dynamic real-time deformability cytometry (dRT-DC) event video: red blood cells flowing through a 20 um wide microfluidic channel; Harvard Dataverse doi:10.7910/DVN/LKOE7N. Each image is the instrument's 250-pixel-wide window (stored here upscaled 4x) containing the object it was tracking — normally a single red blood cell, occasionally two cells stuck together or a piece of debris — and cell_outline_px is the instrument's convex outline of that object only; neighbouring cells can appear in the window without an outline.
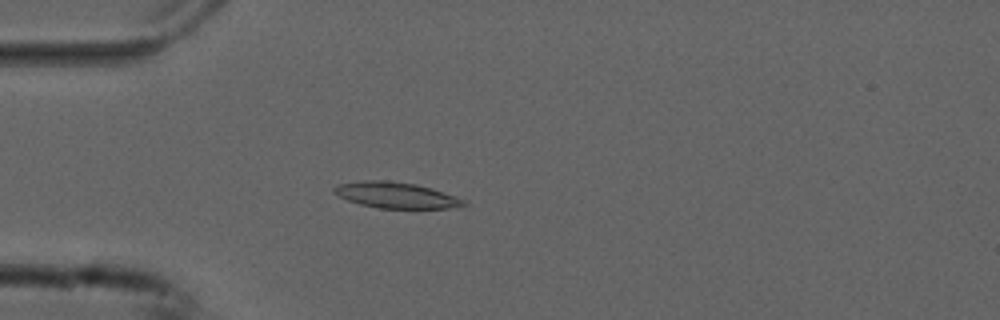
{"species": "common noctule bat (a hibernating species)", "species_latin": "Nyctalus noctula", "temperature_condition": "cold", "stored_images_in_passage": 54, "camera_frame_rate_fps": 3000, "um_per_image_px": 0.085, "animal": {"sex": "male", "forearm_length_mm": 52.5}, "frame": {"image": 1, "passage_image": 15, "time_ms": 4.667, "image_size_px": [1000, 320], "cell_outline_px": [[468, 204], [448, 208], [380, 208], [360, 204], [348, 200], [332, 192], [332, 188], [340, 184], [364, 180], [388, 180], [416, 184], [432, 188], [456, 196], [464, 200]], "centroid_in_image_um": [33.66, 16.58], "position_along_channel_um": 51.3, "area_um2": 19.48}}
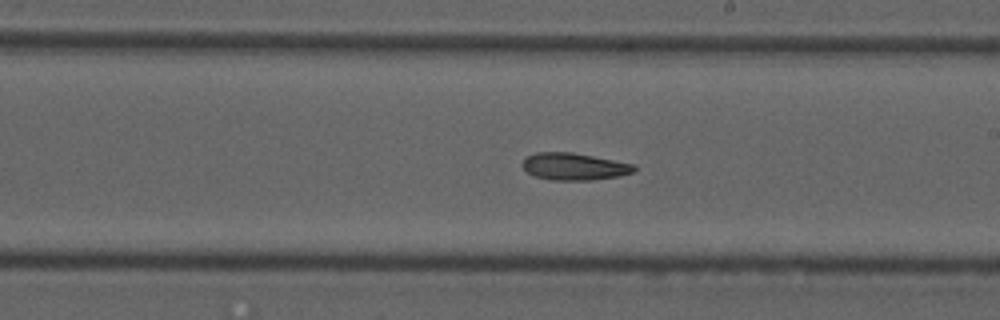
{"frame": {"image": 2, "passage_image": 31, "time_ms": 10.0, "image_size_px": [1000, 320], "cell_outline_px": [[636, 168], [632, 172], [620, 176], [592, 180], [548, 180], [536, 176], [528, 172], [520, 164], [528, 156], [536, 152], [572, 152], [632, 164]], "centroid_in_image_um": [48.77, 14.16], "position_along_channel_um": 240.2, "area_um2": 17.46}}
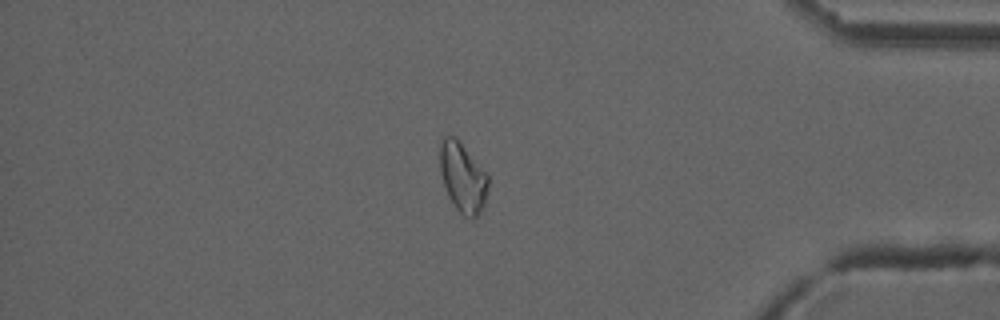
{"frame": {"image": 3, "passage_image": 46, "time_ms": 15.0, "image_size_px": [1000, 320], "cell_outline_px": [[488, 188], [484, 204], [480, 212], [472, 220], [464, 216], [456, 208], [448, 196], [440, 172], [440, 144], [444, 136], [456, 136], [488, 172]], "centroid_in_image_um": [39.35, 15.06], "position_along_channel_um": 395.8, "area_um2": 19.88}}